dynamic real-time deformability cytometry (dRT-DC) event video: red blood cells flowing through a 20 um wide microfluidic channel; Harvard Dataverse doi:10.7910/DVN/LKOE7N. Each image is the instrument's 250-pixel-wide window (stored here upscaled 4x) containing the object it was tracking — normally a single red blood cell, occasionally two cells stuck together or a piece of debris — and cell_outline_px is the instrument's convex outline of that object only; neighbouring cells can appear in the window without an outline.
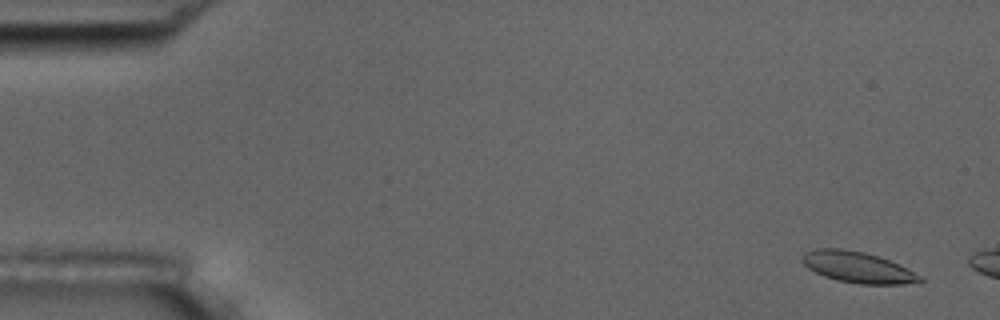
{"species": "common noctule bat (a hibernating species)", "species_latin": "Nyctalus noctula", "temperature_condition": "room temperature", "stored_images_in_passage": 8, "camera_frame_rate_fps": 3000, "um_per_image_px": 0.085, "animal": {"sex": "male", "body_mass_g": 17.5, "forearm_length_mm": 52.3}, "frame": {"image": 1, "passage_image": 3, "time_ms": 0.667, "image_size_px": [1000, 320], "cell_outline_px": [[924, 280], [920, 284], [860, 284], [836, 280], [824, 276], [808, 268], [800, 260], [800, 256], [804, 252], [816, 248], [840, 248], [864, 252], [880, 256], [924, 276]], "centroid_in_image_um": [72.93, 22.72], "position_along_channel_um": 12.1, "area_um2": 21.68}}